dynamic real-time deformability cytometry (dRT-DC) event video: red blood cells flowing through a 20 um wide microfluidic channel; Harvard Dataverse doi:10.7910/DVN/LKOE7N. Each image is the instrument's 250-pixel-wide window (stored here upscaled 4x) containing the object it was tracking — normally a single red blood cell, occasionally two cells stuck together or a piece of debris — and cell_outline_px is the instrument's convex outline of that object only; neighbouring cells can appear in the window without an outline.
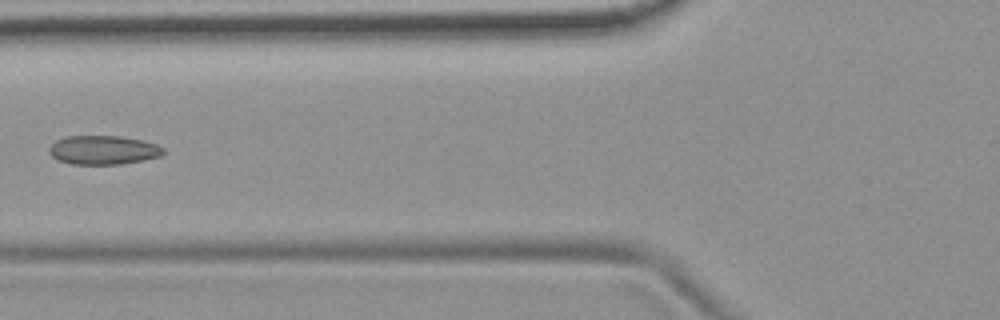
{"species": "common noctule bat (a hibernating species)", "species_latin": "Nyctalus noctula", "temperature_condition": "room temperature", "stored_images_in_passage": 3, "camera_frame_rate_fps": 3000, "um_per_image_px": 0.085, "animal": {"sex": "female", "body_mass_g": 19.9}, "frame": {"image": 1, "passage_image": 3, "time_ms": 2.333, "image_size_px": [1000, 320], "cell_outline_px": [[164, 152], [160, 156], [144, 160], [120, 164], [72, 164], [60, 160], [52, 156], [48, 152], [48, 148], [56, 140], [68, 136], [120, 136], [140, 140], [156, 144], [164, 148]], "centroid_in_image_um": [8.77, 12.75], "position_along_channel_um": 117.0, "area_um2": 19.13}}